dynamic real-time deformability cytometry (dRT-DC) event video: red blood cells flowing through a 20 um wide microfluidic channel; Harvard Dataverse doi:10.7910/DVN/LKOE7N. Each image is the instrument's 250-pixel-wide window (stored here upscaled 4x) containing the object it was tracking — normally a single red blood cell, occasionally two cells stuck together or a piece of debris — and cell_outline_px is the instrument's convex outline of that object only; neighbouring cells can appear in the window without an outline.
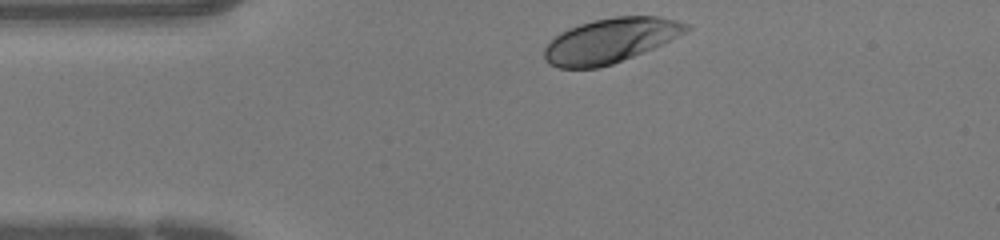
{"species": "human", "species_latin": "Homo sapiens", "temperature_condition": "warm", "stored_images_in_passage": 28, "camera_frame_rate_fps": 3000, "um_per_image_px": 0.085, "donor": {"sex": "female"}, "frame": {"image": 1, "passage_image": 1, "time_ms": 0.0, "image_size_px": [1000, 240], "cell_outline_px": [[692, 28], [652, 48], [612, 64], [600, 68], [560, 68], [548, 64], [544, 60], [544, 48], [560, 32], [568, 28], [592, 20], [616, 16], [660, 16], [676, 20], [688, 24]], "centroid_in_image_um": [51.83, 3.44], "position_along_channel_um": 33.2, "area_um2": 36.59}}
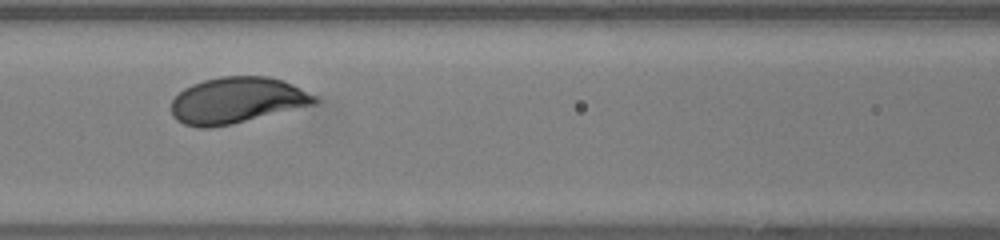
{"frame": {"image": 2, "passage_image": 11, "time_ms": 3.333, "image_size_px": [1000, 240], "cell_outline_px": [[320, 100], [316, 104], [232, 124], [212, 128], [200, 128], [184, 124], [176, 120], [172, 116], [172, 100], [184, 88], [192, 84], [204, 80], [220, 76], [268, 76], [292, 84], [316, 96]], "centroid_in_image_um": [20.12, 8.53], "position_along_channel_um": 146.5, "area_um2": 38.55}}
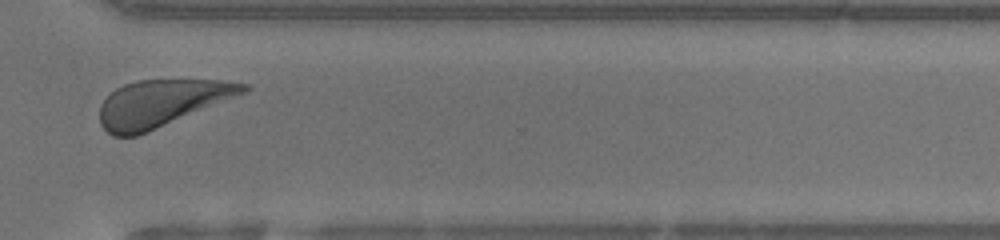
{"frame": {"image": 3, "passage_image": 25, "time_ms": 8.0, "image_size_px": [1000, 240], "cell_outline_px": [[252, 88], [244, 92], [148, 132], [136, 136], [112, 136], [100, 124], [100, 104], [116, 88], [124, 84], [136, 80], [220, 80], [248, 84]], "centroid_in_image_um": [13.67, 8.77], "position_along_channel_um": 356.9, "area_um2": 38.55}}